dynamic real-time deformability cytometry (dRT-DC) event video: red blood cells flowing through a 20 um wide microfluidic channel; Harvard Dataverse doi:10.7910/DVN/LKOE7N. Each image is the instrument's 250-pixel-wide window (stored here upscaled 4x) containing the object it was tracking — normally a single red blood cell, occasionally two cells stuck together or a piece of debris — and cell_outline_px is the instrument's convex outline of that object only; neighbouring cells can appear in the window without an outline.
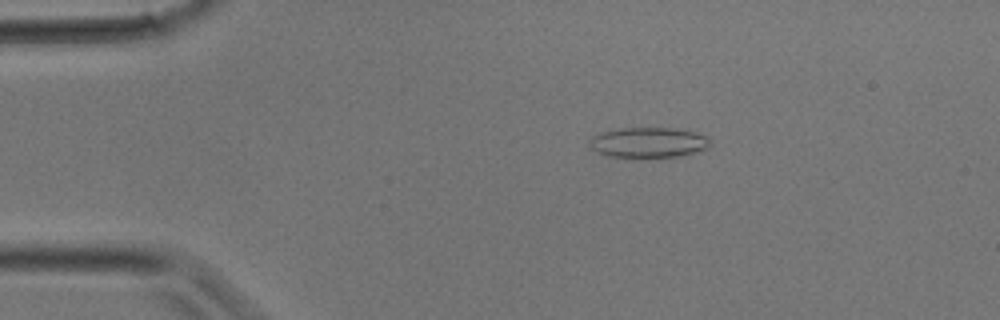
{"species": "common noctule bat (a hibernating species)", "species_latin": "Nyctalus noctula", "temperature_condition": "room temperature", "stored_images_in_passage": 27, "camera_frame_rate_fps": 3000, "um_per_image_px": 0.085, "animal": {"sex": "male", "body_mass_g": 17.9}, "frame": {"image": 1, "passage_image": 2, "time_ms": 0.333, "image_size_px": [1000, 320], "cell_outline_px": [[712, 144], [708, 148], [680, 156], [608, 156], [596, 152], [588, 144], [588, 140], [592, 136], [604, 132], [620, 128], [672, 128], [696, 132], [708, 136]], "centroid_in_image_um": [55.14, 12.09], "position_along_channel_um": 29.9, "area_um2": 21.1}}
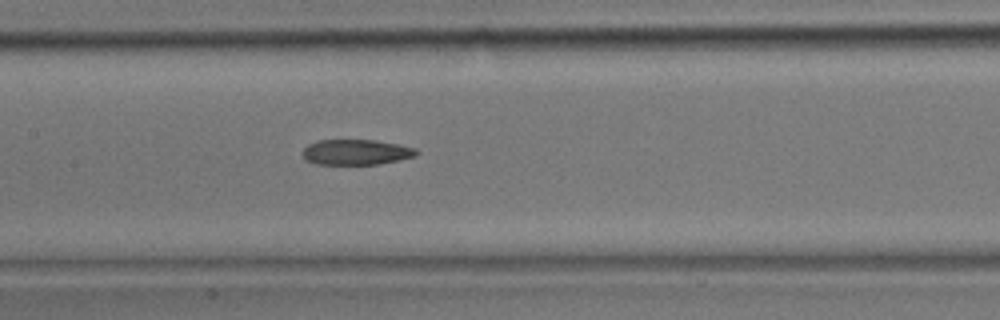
{"frame": {"image": 2, "passage_image": 11, "time_ms": 3.333, "image_size_px": [1000, 320], "cell_outline_px": [[420, 152], [416, 156], [400, 160], [380, 164], [316, 164], [304, 160], [304, 148], [308, 144], [316, 140], [376, 140], [416, 148]], "centroid_in_image_um": [30.29, 12.93], "position_along_channel_um": 177.1, "area_um2": 16.94}}
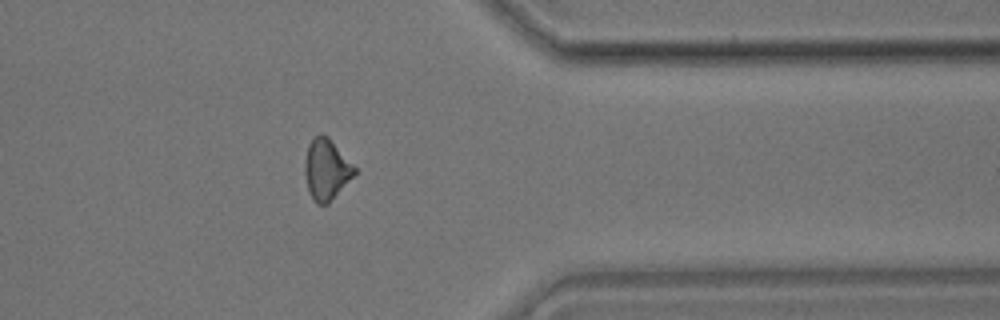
{"frame": {"image": 3, "passage_image": 21, "time_ms": 6.667, "image_size_px": [1000, 320], "cell_outline_px": [[356, 172], [328, 204], [316, 204], [312, 200], [308, 192], [304, 172], [304, 164], [308, 144], [320, 132], [328, 136], [356, 168]], "centroid_in_image_um": [27.71, 14.41], "position_along_channel_um": 383.7, "area_um2": 17.57}}